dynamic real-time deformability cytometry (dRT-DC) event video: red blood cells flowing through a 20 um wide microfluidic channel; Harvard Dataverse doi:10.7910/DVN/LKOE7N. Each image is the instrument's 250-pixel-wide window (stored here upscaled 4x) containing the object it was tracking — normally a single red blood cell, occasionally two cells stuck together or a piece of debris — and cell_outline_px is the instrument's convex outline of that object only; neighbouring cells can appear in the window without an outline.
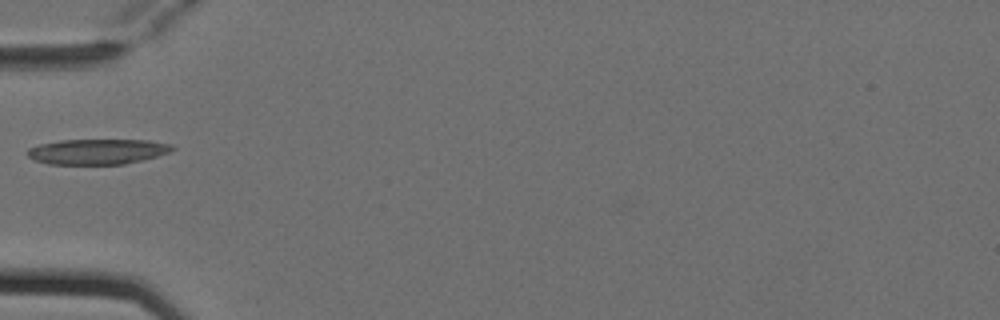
{"species": "Egyptian fruit bat (a non-hibernating species)", "species_latin": "Rousettus aegyptiacus", "temperature_condition": "cold", "stored_images_in_passage": 4, "camera_frame_rate_fps": 3000, "um_per_image_px": 0.085, "animal": {"sex": "female"}, "frame": {"image": 1, "passage_image": 3, "time_ms": 0.667, "image_size_px": [1000, 320], "cell_outline_px": [[176, 148], [168, 152], [156, 156], [124, 164], [48, 164], [36, 160], [28, 156], [28, 148], [40, 144], [60, 140], [148, 140], [172, 144]], "centroid_in_image_um": [8.28, 12.88], "position_along_channel_um": 76.7, "area_um2": 21.21}}
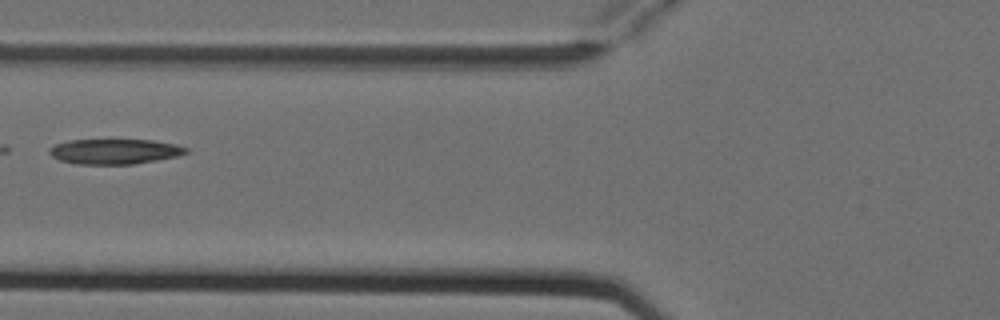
{"frame": {"image": 2, "passage_image": 4, "time_ms": 1.0, "image_size_px": [1000, 320], "cell_outline_px": [[188, 152], [176, 156], [156, 160], [132, 164], [76, 164], [60, 160], [52, 156], [48, 152], [48, 148], [56, 144], [72, 140], [152, 140], [176, 144], [188, 148]], "centroid_in_image_um": [9.73, 12.87], "position_along_channel_um": 116.1, "area_um2": 19.88}}